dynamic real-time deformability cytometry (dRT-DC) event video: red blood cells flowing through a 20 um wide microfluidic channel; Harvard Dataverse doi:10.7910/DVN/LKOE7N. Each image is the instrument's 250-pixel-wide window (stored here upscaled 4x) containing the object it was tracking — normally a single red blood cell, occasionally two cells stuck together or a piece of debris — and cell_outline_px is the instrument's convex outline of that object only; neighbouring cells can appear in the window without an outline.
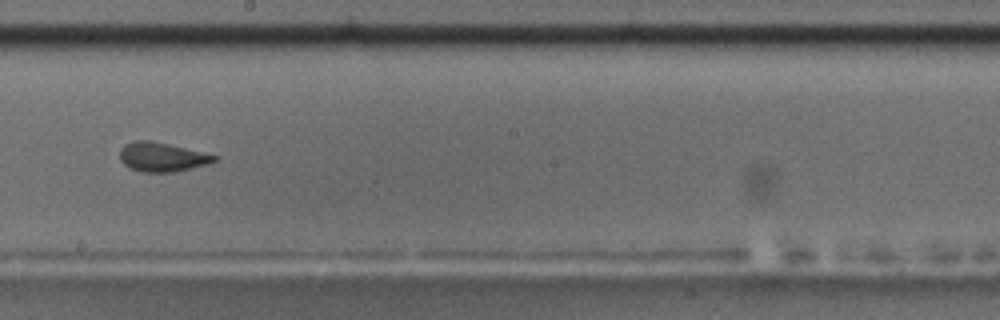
{"species": "common noctule bat (a hibernating species)", "species_latin": "Nyctalus noctula", "temperature_condition": "room temperature", "stored_images_in_passage": 54, "camera_frame_rate_fps": 3000, "um_per_image_px": 0.085, "animal": {"sex": "male", "body_mass_g": 17.5, "forearm_length_mm": 52.3}, "frame": {"image": 1, "passage_image": 31, "time_ms": 10.0, "image_size_px": [1000, 320], "cell_outline_px": [[216, 160], [208, 164], [192, 168], [172, 172], [144, 172], [132, 168], [124, 164], [120, 160], [120, 148], [124, 144], [136, 140], [152, 140], [216, 156]], "centroid_in_image_um": [13.72, 13.34], "position_along_channel_um": 234.5, "area_um2": 15.78}}
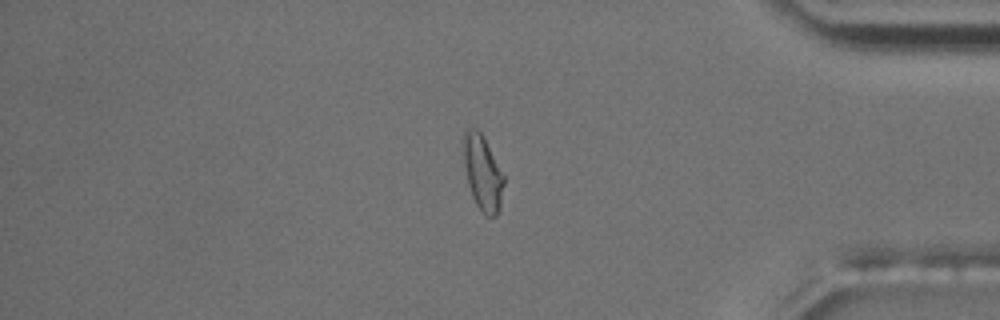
{"frame": {"image": 2, "passage_image": 46, "time_ms": 15.0, "image_size_px": [1000, 320], "cell_outline_px": [[504, 184], [500, 204], [496, 216], [488, 216], [476, 204], [472, 196], [468, 184], [464, 164], [464, 132], [468, 128], [476, 128], [484, 136], [504, 176]], "centroid_in_image_um": [41.03, 14.66], "position_along_channel_um": 394.2, "area_um2": 17.34}, "authors_computed_cell_mechanics": {"area_um2": 16.3574, "velocity_mm_per_s": 3.7249, "shape_relaxation_time_tau1_ms": 6.8836, "shape_relaxation_time_tau2_ms": 1.3333, "deformation_change_tau1": 0.162, "deformation_change_tau2": 0.0629}}